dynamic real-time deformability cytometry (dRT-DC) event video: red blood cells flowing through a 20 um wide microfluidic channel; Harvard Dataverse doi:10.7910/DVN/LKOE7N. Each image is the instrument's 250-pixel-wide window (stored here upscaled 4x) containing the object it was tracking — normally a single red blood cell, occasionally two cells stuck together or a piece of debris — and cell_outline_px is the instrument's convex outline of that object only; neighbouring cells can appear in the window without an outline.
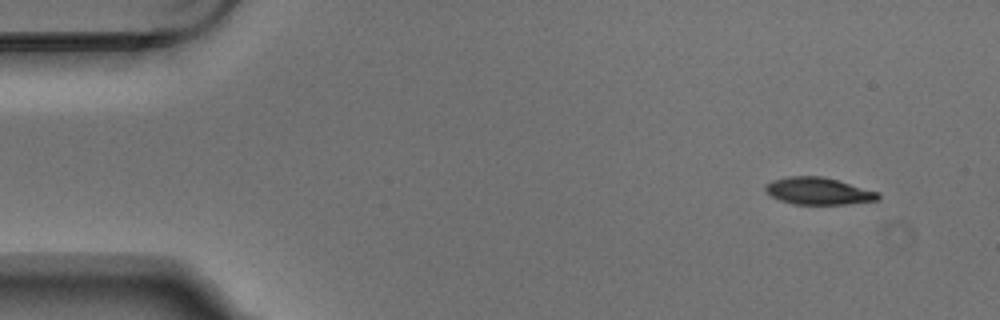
{"species": "Egyptian fruit bat (a non-hibernating species)", "species_latin": "Rousettus aegyptiacus", "temperature_condition": "warm", "stored_images_in_passage": 4, "segment_of_instrument_passage": [1, 2], "camera_frame_rate_fps": 3000, "um_per_image_px": 0.085, "animal": {"sex": "male"}, "frame": {"image": 1, "passage_image": 1, "time_ms": 0.0, "image_size_px": [1000, 320], "cell_outline_px": [[880, 200], [844, 204], [792, 204], [780, 200], [772, 196], [764, 188], [764, 184], [772, 180], [788, 176], [824, 176], [880, 192]], "centroid_in_image_um": [69.58, 16.23], "position_along_channel_um": 15.4, "area_um2": 17.92}}
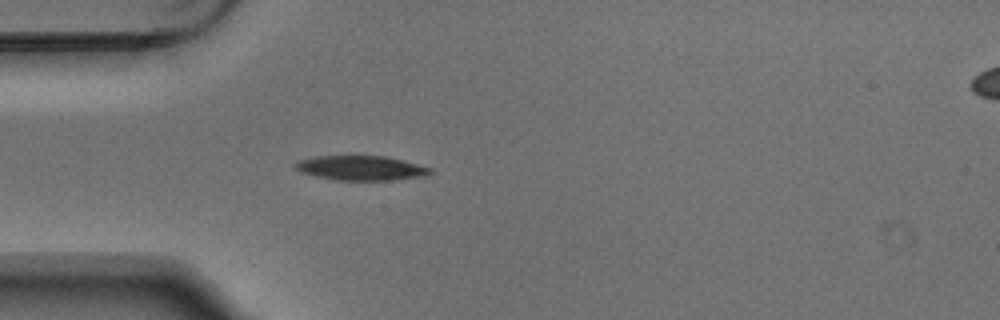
{"frame": {"image": 2, "passage_image": 3, "time_ms": 0.667, "image_size_px": [1000, 320], "cell_outline_px": [[432, 172], [424, 176], [388, 180], [336, 180], [316, 176], [300, 172], [292, 164], [300, 160], [316, 156], [384, 156], [404, 160], [432, 168]], "centroid_in_image_um": [30.67, 14.28], "position_along_channel_um": 54.3, "area_um2": 19.25}}